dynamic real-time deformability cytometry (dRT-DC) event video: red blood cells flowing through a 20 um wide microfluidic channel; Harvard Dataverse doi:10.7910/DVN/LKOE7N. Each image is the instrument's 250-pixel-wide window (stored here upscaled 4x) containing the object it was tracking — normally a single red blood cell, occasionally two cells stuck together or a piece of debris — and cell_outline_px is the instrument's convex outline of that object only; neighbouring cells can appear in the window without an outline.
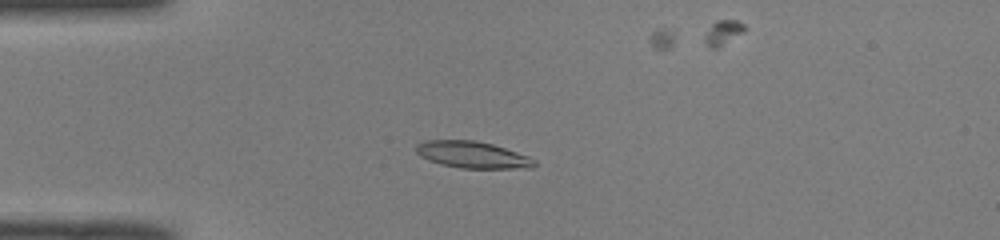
{"species": "common noctule bat (a hibernating species)", "species_latin": "Nyctalus noctula", "temperature_condition": "room temperature", "stored_images_in_passage": 39, "camera_frame_rate_fps": 3000, "um_per_image_px": 0.085, "animal": {"sex": "male", "body_mass_g": 19.0, "forearm_length_mm": 50.8}, "frame": {"image": 1, "passage_image": 1, "time_ms": 0.0, "image_size_px": [1000, 240], "cell_outline_px": [[536, 164], [532, 168], [460, 168], [440, 164], [428, 160], [420, 156], [416, 152], [416, 144], [428, 140], [476, 140], [492, 144], [528, 156], [536, 160]], "centroid_in_image_um": [40.15, 13.16], "position_along_channel_um": 44.9, "area_um2": 18.38}}
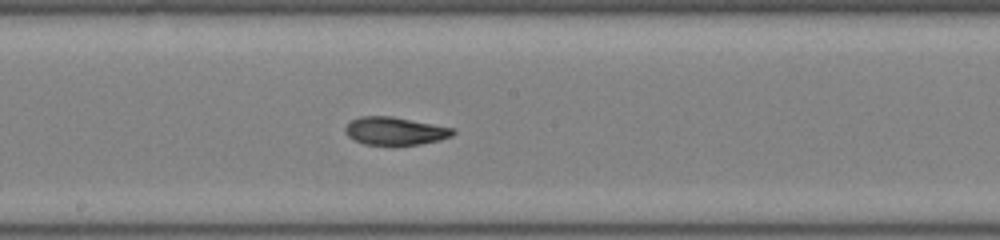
{"frame": {"image": 2, "passage_image": 15, "time_ms": 4.667, "image_size_px": [1000, 240], "cell_outline_px": [[456, 132], [452, 136], [440, 140], [420, 144], [396, 148], [392, 148], [364, 144], [348, 136], [344, 132], [344, 128], [352, 120], [360, 116], [392, 116], [456, 128]], "centroid_in_image_um": [33.6, 11.18], "position_along_channel_um": 214.6, "area_um2": 18.32}}
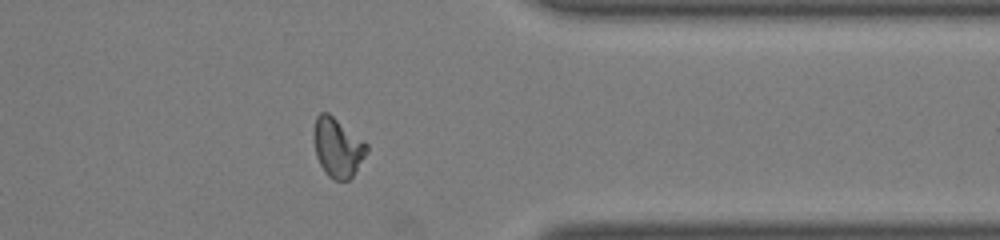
{"frame": {"image": 3, "passage_image": 28, "time_ms": 9.0, "image_size_px": [1000, 240], "cell_outline_px": [[368, 152], [352, 176], [348, 180], [332, 180], [324, 172], [316, 156], [312, 132], [316, 116], [320, 112], [328, 112], [364, 140], [368, 144]], "centroid_in_image_um": [28.68, 12.52], "position_along_channel_um": 382.7, "area_um2": 18.5}, "authors_computed_cell_mechanics": {"area_um2": 17.9758, "velocity_mm_per_s": 4.0825, "shape_relaxation_time_tau1_ms": 5.413, "shape_relaxation_time_tau2_ms": 1.7798, "deformation_change_tau1": 0.1814, "deformation_change_tau2": 0.0757}}